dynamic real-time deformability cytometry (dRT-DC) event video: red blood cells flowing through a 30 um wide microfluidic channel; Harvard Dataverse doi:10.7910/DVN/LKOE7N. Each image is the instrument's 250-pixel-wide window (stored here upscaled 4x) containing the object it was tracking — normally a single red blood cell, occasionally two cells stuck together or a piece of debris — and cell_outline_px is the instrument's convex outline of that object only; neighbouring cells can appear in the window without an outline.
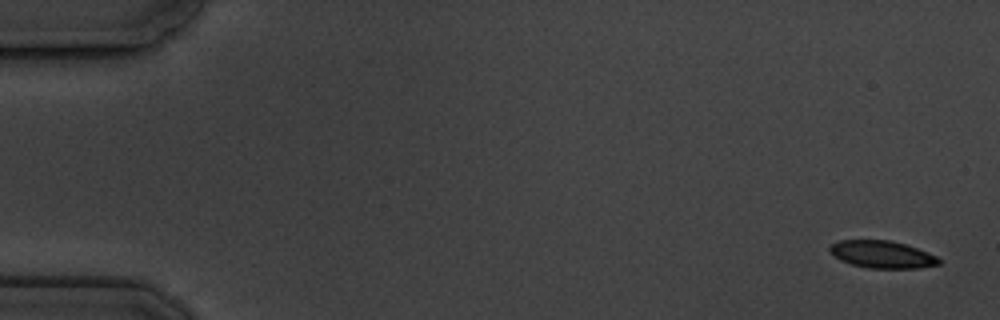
{"species": "common noctule bat (a hibernating species)", "species_latin": "Nyctalus noctula", "temperature_condition": "cold", "stored_images_in_passage": 5, "camera_frame_rate_fps": 3000, "um_per_image_px": 0.085, "animal": {"sex": "male", "body_mass_g": 19.5, "forearm_length_mm": 54.6}, "frame": {"image": 1, "passage_image": 1, "time_ms": 0.0, "image_size_px": [1000, 320], "cell_outline_px": [[940, 264], [920, 268], [868, 268], [852, 264], [840, 260], [828, 252], [828, 248], [832, 244], [840, 240], [892, 240], [928, 252], [936, 256], [940, 260]], "centroid_in_image_um": [74.96, 21.62], "position_along_channel_um": 10.0, "area_um2": 17.4}}
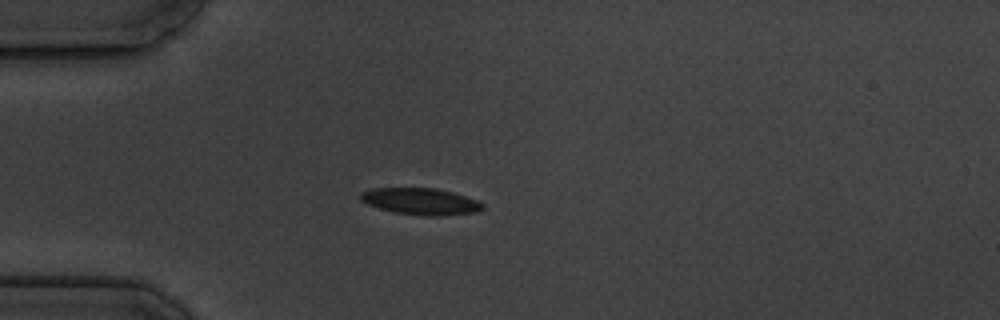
{"frame": {"image": 2, "passage_image": 5, "time_ms": 4.667, "image_size_px": [1000, 320], "cell_outline_px": [[484, 208], [480, 212], [444, 216], [424, 216], [396, 212], [380, 208], [368, 204], [360, 200], [360, 192], [372, 188], [436, 188], [452, 192], [476, 200], [484, 204]], "centroid_in_image_um": [35.79, 17.12], "position_along_channel_um": 49.2, "area_um2": 19.02}}